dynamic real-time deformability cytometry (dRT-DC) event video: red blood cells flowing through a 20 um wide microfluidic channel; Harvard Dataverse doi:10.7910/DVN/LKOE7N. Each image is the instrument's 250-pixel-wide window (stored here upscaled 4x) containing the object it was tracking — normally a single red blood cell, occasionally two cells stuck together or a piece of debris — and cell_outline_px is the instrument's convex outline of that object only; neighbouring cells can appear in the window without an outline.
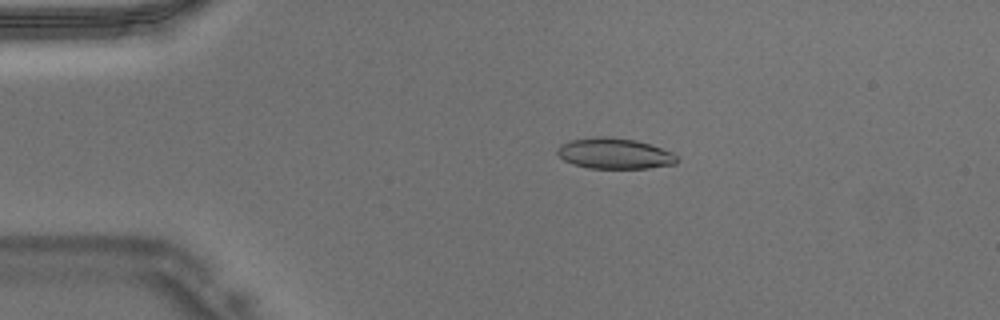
{"species": "Egyptian fruit bat (a non-hibernating species)", "species_latin": "Rousettus aegyptiacus", "temperature_condition": "warm", "stored_images_in_passage": 46, "camera_frame_rate_fps": 3000, "um_per_image_px": 0.085, "animal": {"sex": "male"}, "frame": {"image": 1, "passage_image": 9, "time_ms": 2.667, "image_size_px": [1000, 320], "cell_outline_px": [[680, 160], [676, 164], [648, 168], [588, 168], [572, 164], [564, 160], [556, 152], [560, 144], [568, 140], [596, 136], [612, 136], [636, 140], [652, 144], [672, 152]], "centroid_in_image_um": [52.24, 13.03], "position_along_channel_um": 32.8, "area_um2": 21.79}}
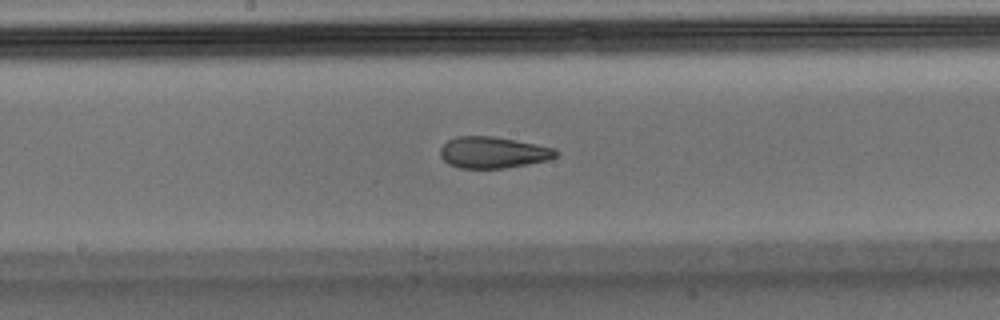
{"frame": {"image": 2, "passage_image": 24, "time_ms": 7.667, "image_size_px": [1000, 320], "cell_outline_px": [[560, 152], [556, 156], [548, 160], [528, 164], [504, 168], [460, 168], [448, 164], [440, 156], [440, 148], [448, 140], [456, 136], [492, 136], [536, 144], [556, 148]], "centroid_in_image_um": [41.91, 12.96], "position_along_channel_um": 206.3, "area_um2": 21.21}}
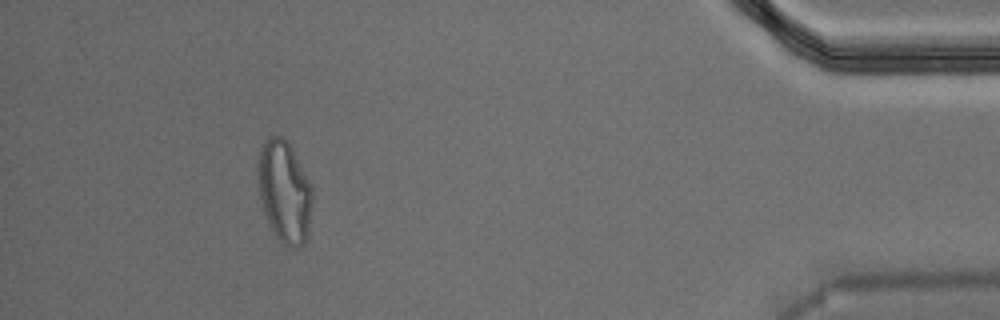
{"frame": {"image": 3, "passage_image": 42, "time_ms": 13.667, "image_size_px": [1000, 320], "cell_outline_px": [[312, 200], [308, 232], [304, 244], [300, 248], [288, 248], [276, 236], [264, 212], [260, 196], [260, 144], [268, 136], [280, 136], [288, 140], [312, 184]], "centroid_in_image_um": [24.22, 16.28], "position_along_channel_um": 411.0, "area_um2": 32.08}}